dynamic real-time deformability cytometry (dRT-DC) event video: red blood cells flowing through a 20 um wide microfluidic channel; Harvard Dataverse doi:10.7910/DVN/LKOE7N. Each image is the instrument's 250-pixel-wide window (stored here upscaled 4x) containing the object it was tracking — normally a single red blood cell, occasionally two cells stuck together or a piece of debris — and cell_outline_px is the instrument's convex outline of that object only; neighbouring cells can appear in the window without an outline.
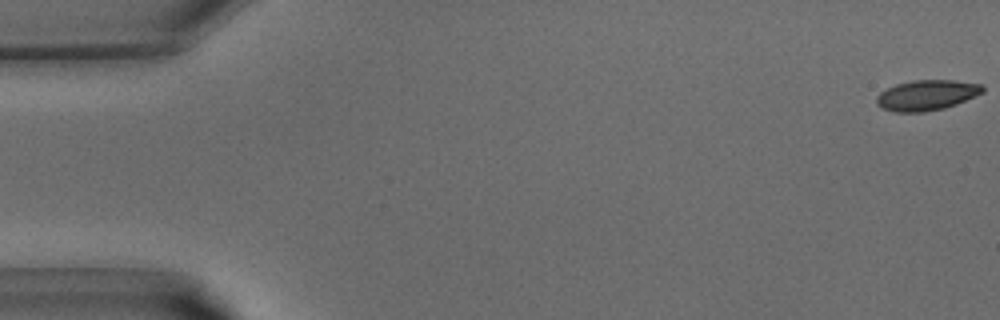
{"species": "common noctule bat (a hibernating species)", "species_latin": "Nyctalus noctula", "temperature_condition": "warm", "stored_images_in_passage": 40, "camera_frame_rate_fps": 3000, "um_per_image_px": 0.085, "animal": {"sex": "male", "body_mass_g": 15.6}, "frame": {"image": 1, "passage_image": 1, "time_ms": 0.0, "image_size_px": [1000, 320], "cell_outline_px": [[984, 92], [956, 104], [944, 108], [924, 112], [896, 112], [884, 108], [876, 104], [876, 96], [880, 92], [896, 84], [912, 80], [952, 80], [980, 84], [984, 88]], "centroid_in_image_um": [78.76, 8.09], "position_along_channel_um": 6.2, "area_um2": 18.67}}
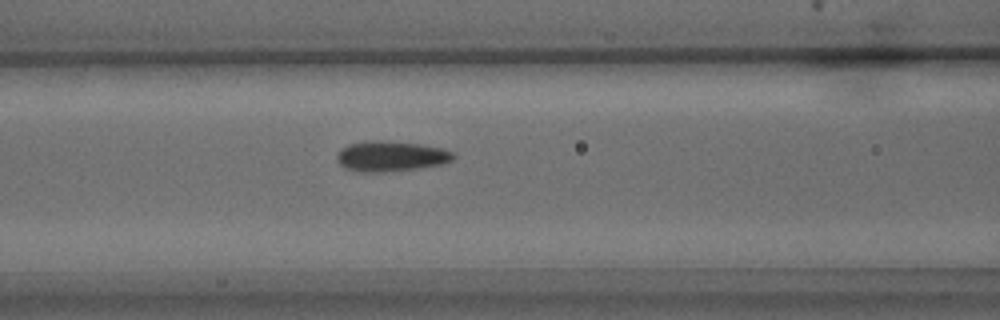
{"frame": {"image": 2, "passage_image": 17, "time_ms": 5.333, "image_size_px": [1000, 320], "cell_outline_px": [[456, 156], [452, 160], [440, 164], [416, 168], [380, 172], [364, 172], [344, 168], [336, 160], [336, 156], [340, 148], [348, 144], [368, 140], [384, 140], [420, 144], [440, 148], [452, 152]], "centroid_in_image_um": [33.16, 13.26], "position_along_channel_um": 133.4, "area_um2": 20.52}}
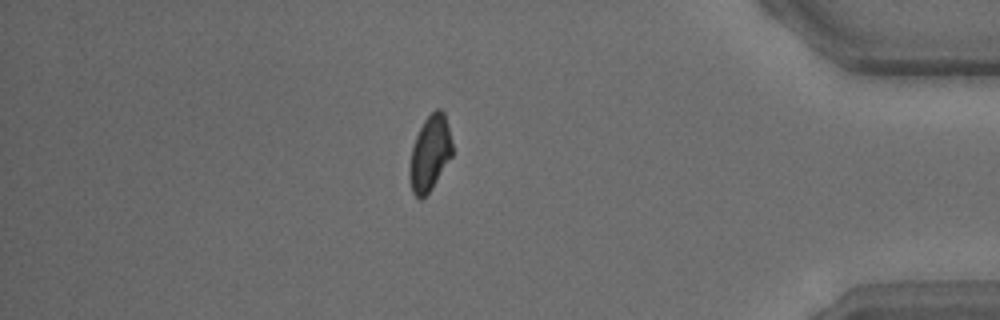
{"frame": {"image": 3, "passage_image": 35, "time_ms": 11.333, "image_size_px": [1000, 320], "cell_outline_px": [[452, 156], [432, 188], [420, 200], [412, 192], [408, 172], [412, 148], [416, 136], [424, 120], [436, 108], [440, 108], [444, 112], [452, 144]], "centroid_in_image_um": [36.53, 13.04], "position_along_channel_um": 398.7, "area_um2": 18.55}}